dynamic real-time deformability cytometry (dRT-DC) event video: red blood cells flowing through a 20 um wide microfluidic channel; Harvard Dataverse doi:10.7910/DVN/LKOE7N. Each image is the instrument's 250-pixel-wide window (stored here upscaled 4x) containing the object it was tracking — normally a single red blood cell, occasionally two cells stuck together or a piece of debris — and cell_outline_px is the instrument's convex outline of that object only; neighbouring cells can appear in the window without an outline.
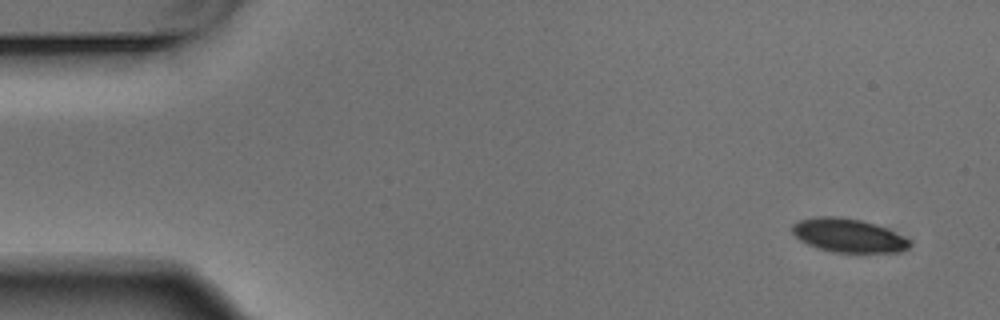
{"species": "Egyptian fruit bat (a non-hibernating species)", "species_latin": "Rousettus aegyptiacus", "temperature_condition": "warm", "stored_images_in_passage": 5, "camera_frame_rate_fps": 3000, "um_per_image_px": 0.085, "animal": {"sex": "male"}, "frame": {"image": 1, "passage_image": 1, "time_ms": 0.0, "image_size_px": [1000, 320], "cell_outline_px": [[912, 244], [908, 248], [896, 252], [836, 252], [820, 248], [808, 244], [800, 240], [792, 232], [792, 224], [800, 220], [816, 216], [836, 216], [860, 220], [876, 224], [908, 240]], "centroid_in_image_um": [72.06, 20.0], "position_along_channel_um": 12.9, "area_um2": 22.54}}
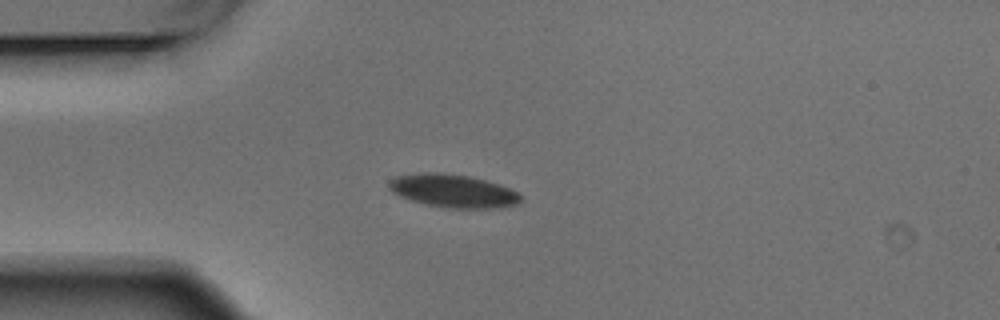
{"frame": {"image": 2, "passage_image": 4, "time_ms": 1.0, "image_size_px": [1000, 320], "cell_outline_px": [[520, 200], [516, 204], [504, 208], [452, 208], [428, 204], [412, 200], [400, 196], [392, 192], [388, 188], [388, 180], [396, 176], [424, 172], [444, 172], [468, 176], [500, 184], [516, 192], [520, 196]], "centroid_in_image_um": [38.48, 16.21], "position_along_channel_um": 46.5, "area_um2": 25.32}}